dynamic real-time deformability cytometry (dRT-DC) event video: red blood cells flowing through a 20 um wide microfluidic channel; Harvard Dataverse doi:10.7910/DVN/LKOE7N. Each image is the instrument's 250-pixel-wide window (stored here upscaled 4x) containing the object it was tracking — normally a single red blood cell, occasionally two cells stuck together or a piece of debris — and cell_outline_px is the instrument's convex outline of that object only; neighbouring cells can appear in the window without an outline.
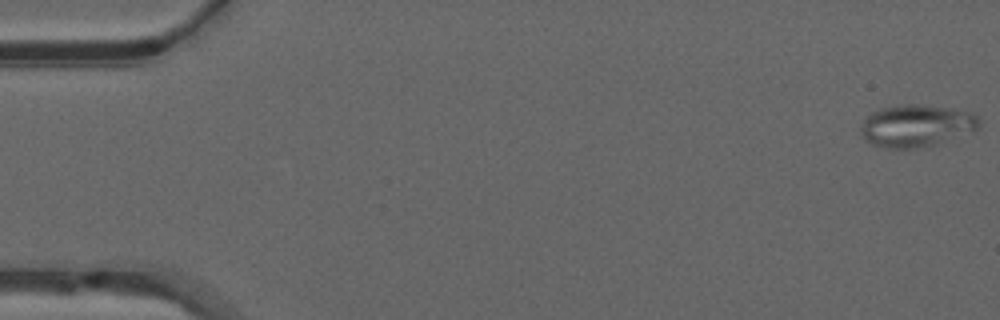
{"species": "common noctule bat (a hibernating species)", "species_latin": "Nyctalus noctula", "temperature_condition": "warm", "stored_images_in_passage": 51, "segment_of_instrument_passage": [1, 2], "camera_frame_rate_fps": 3000, "um_per_image_px": 0.085, "animal": {"sex": "male", "forearm_length_mm": 52.5}, "frame": {"image": 1, "passage_image": 1, "time_ms": 0.0, "image_size_px": [1000, 320], "cell_outline_px": [[980, 124], [972, 132], [936, 144], [916, 148], [884, 148], [872, 144], [864, 140], [860, 132], [860, 124], [872, 112], [880, 108], [900, 104], [916, 104], [952, 108], [972, 112], [980, 120]], "centroid_in_image_um": [77.87, 10.68], "position_along_channel_um": 7.1, "area_um2": 29.3}}
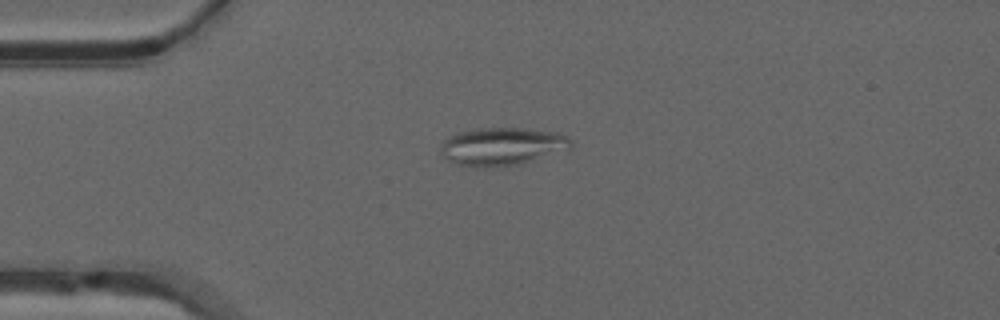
{"frame": {"image": 2, "passage_image": 13, "time_ms": 4.0, "image_size_px": [1000, 320], "cell_outline_px": [[572, 148], [568, 152], [524, 164], [492, 168], [472, 168], [456, 164], [448, 160], [440, 152], [440, 148], [444, 140], [448, 136], [456, 132], [472, 128], [520, 128], [560, 132], [568, 136], [572, 140]], "centroid_in_image_um": [42.75, 12.47], "position_along_channel_um": 42.2, "area_um2": 30.17}}